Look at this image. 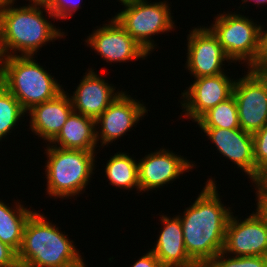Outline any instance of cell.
<instances>
[{"label":"cell","mask_w":267,"mask_h":267,"mask_svg":"<svg viewBox=\"0 0 267 267\" xmlns=\"http://www.w3.org/2000/svg\"><path fill=\"white\" fill-rule=\"evenodd\" d=\"M255 185L257 197H267V165L257 171L256 176L252 179Z\"/></svg>","instance_id":"28"},{"label":"cell","mask_w":267,"mask_h":267,"mask_svg":"<svg viewBox=\"0 0 267 267\" xmlns=\"http://www.w3.org/2000/svg\"><path fill=\"white\" fill-rule=\"evenodd\" d=\"M26 111L19 101L3 86H0V141L18 126ZM11 130V131H10ZM8 133V134H7Z\"/></svg>","instance_id":"23"},{"label":"cell","mask_w":267,"mask_h":267,"mask_svg":"<svg viewBox=\"0 0 267 267\" xmlns=\"http://www.w3.org/2000/svg\"><path fill=\"white\" fill-rule=\"evenodd\" d=\"M223 157L235 163L251 179L255 177L254 142L251 133L241 128H201Z\"/></svg>","instance_id":"16"},{"label":"cell","mask_w":267,"mask_h":267,"mask_svg":"<svg viewBox=\"0 0 267 267\" xmlns=\"http://www.w3.org/2000/svg\"><path fill=\"white\" fill-rule=\"evenodd\" d=\"M233 216L232 213L226 227L223 252L234 257H267V226L263 220L256 212L242 221Z\"/></svg>","instance_id":"10"},{"label":"cell","mask_w":267,"mask_h":267,"mask_svg":"<svg viewBox=\"0 0 267 267\" xmlns=\"http://www.w3.org/2000/svg\"><path fill=\"white\" fill-rule=\"evenodd\" d=\"M161 216L164 227L160 231L157 243L150 250L164 267H198L187 254L179 216Z\"/></svg>","instance_id":"18"},{"label":"cell","mask_w":267,"mask_h":267,"mask_svg":"<svg viewBox=\"0 0 267 267\" xmlns=\"http://www.w3.org/2000/svg\"><path fill=\"white\" fill-rule=\"evenodd\" d=\"M79 8L80 0H49L44 10L52 19L59 20L73 16Z\"/></svg>","instance_id":"25"},{"label":"cell","mask_w":267,"mask_h":267,"mask_svg":"<svg viewBox=\"0 0 267 267\" xmlns=\"http://www.w3.org/2000/svg\"><path fill=\"white\" fill-rule=\"evenodd\" d=\"M96 129L94 119L73 111L59 134L48 145L55 144L53 146L62 149L95 152Z\"/></svg>","instance_id":"19"},{"label":"cell","mask_w":267,"mask_h":267,"mask_svg":"<svg viewBox=\"0 0 267 267\" xmlns=\"http://www.w3.org/2000/svg\"><path fill=\"white\" fill-rule=\"evenodd\" d=\"M108 23L95 29L85 40L103 60L121 63L139 58L143 60L149 55L114 18Z\"/></svg>","instance_id":"11"},{"label":"cell","mask_w":267,"mask_h":267,"mask_svg":"<svg viewBox=\"0 0 267 267\" xmlns=\"http://www.w3.org/2000/svg\"><path fill=\"white\" fill-rule=\"evenodd\" d=\"M127 1H129V0H119V2H121V3H124V2H127Z\"/></svg>","instance_id":"35"},{"label":"cell","mask_w":267,"mask_h":267,"mask_svg":"<svg viewBox=\"0 0 267 267\" xmlns=\"http://www.w3.org/2000/svg\"><path fill=\"white\" fill-rule=\"evenodd\" d=\"M235 80L233 96L238 107L240 128L254 134L267 124V73L248 68Z\"/></svg>","instance_id":"8"},{"label":"cell","mask_w":267,"mask_h":267,"mask_svg":"<svg viewBox=\"0 0 267 267\" xmlns=\"http://www.w3.org/2000/svg\"><path fill=\"white\" fill-rule=\"evenodd\" d=\"M242 1H243L242 4L243 3L246 4V2H248V1H253L257 5L264 4V3L266 4L267 3V0H242Z\"/></svg>","instance_id":"33"},{"label":"cell","mask_w":267,"mask_h":267,"mask_svg":"<svg viewBox=\"0 0 267 267\" xmlns=\"http://www.w3.org/2000/svg\"><path fill=\"white\" fill-rule=\"evenodd\" d=\"M196 122L199 128H240L238 107L234 96L209 109Z\"/></svg>","instance_id":"22"},{"label":"cell","mask_w":267,"mask_h":267,"mask_svg":"<svg viewBox=\"0 0 267 267\" xmlns=\"http://www.w3.org/2000/svg\"><path fill=\"white\" fill-rule=\"evenodd\" d=\"M73 111L70 97L63 91L56 98L37 104L27 111L31 116V131L50 143Z\"/></svg>","instance_id":"17"},{"label":"cell","mask_w":267,"mask_h":267,"mask_svg":"<svg viewBox=\"0 0 267 267\" xmlns=\"http://www.w3.org/2000/svg\"><path fill=\"white\" fill-rule=\"evenodd\" d=\"M0 267H19L17 253L0 241Z\"/></svg>","instance_id":"27"},{"label":"cell","mask_w":267,"mask_h":267,"mask_svg":"<svg viewBox=\"0 0 267 267\" xmlns=\"http://www.w3.org/2000/svg\"><path fill=\"white\" fill-rule=\"evenodd\" d=\"M13 208L0 200V241L17 253L22 243L25 224L34 211L19 202Z\"/></svg>","instance_id":"20"},{"label":"cell","mask_w":267,"mask_h":267,"mask_svg":"<svg viewBox=\"0 0 267 267\" xmlns=\"http://www.w3.org/2000/svg\"><path fill=\"white\" fill-rule=\"evenodd\" d=\"M45 174L47 193L51 197H74L88 185L95 169V153L47 146Z\"/></svg>","instance_id":"5"},{"label":"cell","mask_w":267,"mask_h":267,"mask_svg":"<svg viewBox=\"0 0 267 267\" xmlns=\"http://www.w3.org/2000/svg\"><path fill=\"white\" fill-rule=\"evenodd\" d=\"M188 35L186 69L194 78L224 73L223 62H232L218 38L207 27H196ZM229 60V61H228Z\"/></svg>","instance_id":"9"},{"label":"cell","mask_w":267,"mask_h":267,"mask_svg":"<svg viewBox=\"0 0 267 267\" xmlns=\"http://www.w3.org/2000/svg\"><path fill=\"white\" fill-rule=\"evenodd\" d=\"M126 94L125 91L120 94L95 120L96 127L100 128L96 130V141L101 140V147L123 137L133 125L136 126L135 123H138L140 118L148 113L143 102L141 104L140 101Z\"/></svg>","instance_id":"13"},{"label":"cell","mask_w":267,"mask_h":267,"mask_svg":"<svg viewBox=\"0 0 267 267\" xmlns=\"http://www.w3.org/2000/svg\"><path fill=\"white\" fill-rule=\"evenodd\" d=\"M128 153L118 152L110 157L105 168V175L110 181L109 184L116 188L140 191L138 182V162ZM136 186V187H135Z\"/></svg>","instance_id":"21"},{"label":"cell","mask_w":267,"mask_h":267,"mask_svg":"<svg viewBox=\"0 0 267 267\" xmlns=\"http://www.w3.org/2000/svg\"><path fill=\"white\" fill-rule=\"evenodd\" d=\"M256 199V213L267 226V197H257Z\"/></svg>","instance_id":"31"},{"label":"cell","mask_w":267,"mask_h":267,"mask_svg":"<svg viewBox=\"0 0 267 267\" xmlns=\"http://www.w3.org/2000/svg\"><path fill=\"white\" fill-rule=\"evenodd\" d=\"M187 90L182 93L181 101L184 117L196 122L209 109L226 101L233 94L234 79L225 73L217 76L195 78Z\"/></svg>","instance_id":"12"},{"label":"cell","mask_w":267,"mask_h":267,"mask_svg":"<svg viewBox=\"0 0 267 267\" xmlns=\"http://www.w3.org/2000/svg\"><path fill=\"white\" fill-rule=\"evenodd\" d=\"M161 149L145 155L138 161L140 192L161 188L196 166L181 155L177 156L168 149Z\"/></svg>","instance_id":"14"},{"label":"cell","mask_w":267,"mask_h":267,"mask_svg":"<svg viewBox=\"0 0 267 267\" xmlns=\"http://www.w3.org/2000/svg\"><path fill=\"white\" fill-rule=\"evenodd\" d=\"M70 96L75 112L96 120L123 91L116 89L97 75L92 68L85 73ZM116 91V92H115Z\"/></svg>","instance_id":"15"},{"label":"cell","mask_w":267,"mask_h":267,"mask_svg":"<svg viewBox=\"0 0 267 267\" xmlns=\"http://www.w3.org/2000/svg\"><path fill=\"white\" fill-rule=\"evenodd\" d=\"M208 28L218 38L226 55L234 61H243L254 68L262 53V25L241 14L223 13L215 17ZM263 27V28H262Z\"/></svg>","instance_id":"6"},{"label":"cell","mask_w":267,"mask_h":267,"mask_svg":"<svg viewBox=\"0 0 267 267\" xmlns=\"http://www.w3.org/2000/svg\"><path fill=\"white\" fill-rule=\"evenodd\" d=\"M215 182L210 178L183 216L178 215L187 254L198 267H204L223 251L226 227L233 213L222 204Z\"/></svg>","instance_id":"1"},{"label":"cell","mask_w":267,"mask_h":267,"mask_svg":"<svg viewBox=\"0 0 267 267\" xmlns=\"http://www.w3.org/2000/svg\"><path fill=\"white\" fill-rule=\"evenodd\" d=\"M222 251L210 260L204 267H267L265 256L227 257ZM226 257V258H225Z\"/></svg>","instance_id":"24"},{"label":"cell","mask_w":267,"mask_h":267,"mask_svg":"<svg viewBox=\"0 0 267 267\" xmlns=\"http://www.w3.org/2000/svg\"><path fill=\"white\" fill-rule=\"evenodd\" d=\"M36 210L28 218L17 252L19 267H85L72 240Z\"/></svg>","instance_id":"3"},{"label":"cell","mask_w":267,"mask_h":267,"mask_svg":"<svg viewBox=\"0 0 267 267\" xmlns=\"http://www.w3.org/2000/svg\"><path fill=\"white\" fill-rule=\"evenodd\" d=\"M132 267H164L159 259L150 250L145 255L141 256L139 260L135 261Z\"/></svg>","instance_id":"29"},{"label":"cell","mask_w":267,"mask_h":267,"mask_svg":"<svg viewBox=\"0 0 267 267\" xmlns=\"http://www.w3.org/2000/svg\"><path fill=\"white\" fill-rule=\"evenodd\" d=\"M122 5L125 6L124 10L113 18L148 54L157 46L151 36L175 28L171 7L166 1L149 3L147 0H129Z\"/></svg>","instance_id":"7"},{"label":"cell","mask_w":267,"mask_h":267,"mask_svg":"<svg viewBox=\"0 0 267 267\" xmlns=\"http://www.w3.org/2000/svg\"><path fill=\"white\" fill-rule=\"evenodd\" d=\"M11 1H16V0H11ZM30 2L32 1L33 4H43V5H46L49 0H29Z\"/></svg>","instance_id":"34"},{"label":"cell","mask_w":267,"mask_h":267,"mask_svg":"<svg viewBox=\"0 0 267 267\" xmlns=\"http://www.w3.org/2000/svg\"><path fill=\"white\" fill-rule=\"evenodd\" d=\"M259 72L267 73V31L262 30V53L258 64L253 68Z\"/></svg>","instance_id":"30"},{"label":"cell","mask_w":267,"mask_h":267,"mask_svg":"<svg viewBox=\"0 0 267 267\" xmlns=\"http://www.w3.org/2000/svg\"><path fill=\"white\" fill-rule=\"evenodd\" d=\"M254 142L255 176L267 165V124L252 134Z\"/></svg>","instance_id":"26"},{"label":"cell","mask_w":267,"mask_h":267,"mask_svg":"<svg viewBox=\"0 0 267 267\" xmlns=\"http://www.w3.org/2000/svg\"><path fill=\"white\" fill-rule=\"evenodd\" d=\"M6 54L3 47L0 44V86L4 83V72H5V60Z\"/></svg>","instance_id":"32"},{"label":"cell","mask_w":267,"mask_h":267,"mask_svg":"<svg viewBox=\"0 0 267 267\" xmlns=\"http://www.w3.org/2000/svg\"><path fill=\"white\" fill-rule=\"evenodd\" d=\"M33 56H9L5 60L3 86L27 112L33 106L56 98L64 91L54 76Z\"/></svg>","instance_id":"4"},{"label":"cell","mask_w":267,"mask_h":267,"mask_svg":"<svg viewBox=\"0 0 267 267\" xmlns=\"http://www.w3.org/2000/svg\"><path fill=\"white\" fill-rule=\"evenodd\" d=\"M13 4L3 0L0 6V44L7 57L18 56L17 52L20 56H34L46 43L65 36L44 17L41 8L46 5L32 3L14 8Z\"/></svg>","instance_id":"2"}]
</instances>
